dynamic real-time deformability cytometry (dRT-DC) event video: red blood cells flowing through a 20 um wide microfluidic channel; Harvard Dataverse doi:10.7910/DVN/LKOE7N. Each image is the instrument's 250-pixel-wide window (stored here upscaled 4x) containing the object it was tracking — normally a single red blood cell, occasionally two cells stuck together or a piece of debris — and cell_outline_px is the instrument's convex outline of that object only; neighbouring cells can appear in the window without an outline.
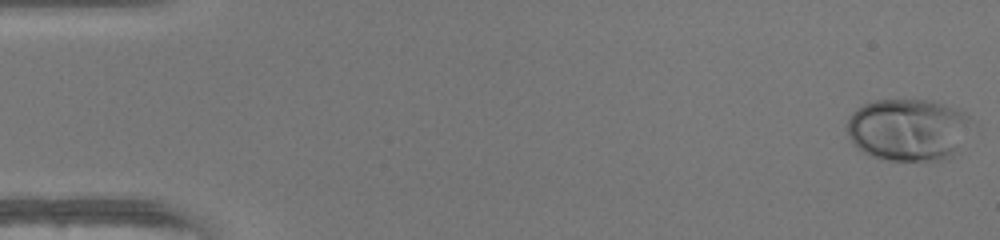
{"species": "human", "species_latin": "Homo sapiens", "temperature_condition": "warm", "stored_images_in_passage": 49, "camera_frame_rate_fps": 3000, "um_per_image_px": 0.085, "donor": {"sex": "female"}, "frame": {"image": 1, "passage_image": 1, "time_ms": 0.0, "image_size_px": [1000, 240], "cell_outline_px": [[968, 120], [952, 156], [948, 160], [928, 164], [888, 160], [868, 156], [852, 144], [848, 136], [848, 120], [852, 112], [856, 108], [864, 104], [876, 100], [932, 100], [944, 104], [968, 116]], "centroid_in_image_um": [77.08, 11.08], "position_along_channel_um": 7.9, "area_um2": 45.08}}
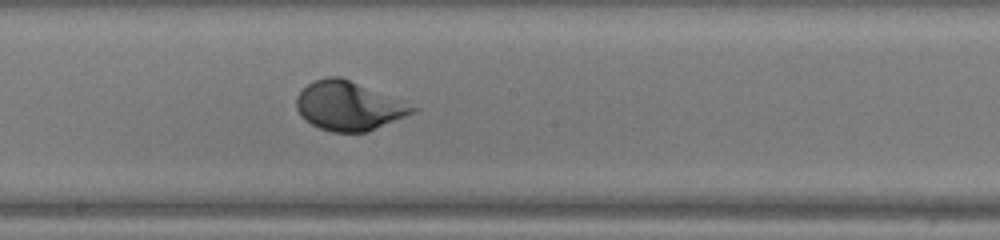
{"frame": {"image": 2, "passage_image": 27, "time_ms": 8.667, "image_size_px": [1000, 240], "cell_outline_px": [[420, 108], [404, 116], [368, 132], [332, 132], [320, 128], [312, 124], [300, 116], [296, 108], [296, 96], [308, 84], [316, 80], [328, 76], [340, 76]], "centroid_in_image_um": [29.59, 9.01], "position_along_channel_um": 218.6, "area_um2": 32.66}}
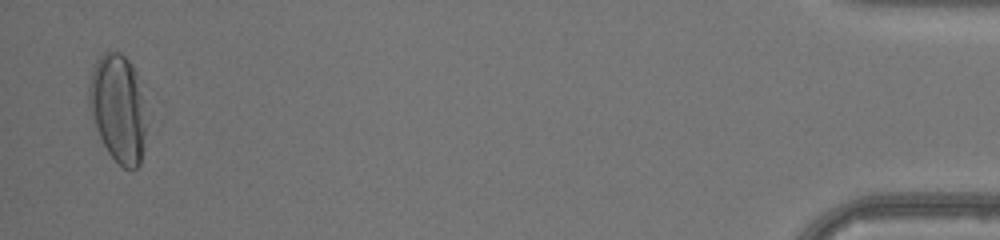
{"frame": {"image": 3, "passage_image": 48, "time_ms": 15.667, "image_size_px": [1000, 240], "cell_outline_px": [[144, 148], [140, 164], [132, 172], [124, 168], [108, 152], [92, 120], [88, 108], [88, 88], [92, 72], [96, 60], [104, 52], [120, 52], [128, 60], [136, 72], [140, 96], [144, 124]], "centroid_in_image_um": [9.99, 9.23], "position_along_channel_um": 425.2, "area_um2": 35.43}, "authors_computed_cell_mechanics": {"area_um2": 33.4662, "velocity_mm_per_s": 4.2313, "shape_relaxation_time_tau1_ms": 3.029, "shape_relaxation_time_tau2_ms": null, "deformation_change_tau1": 0.2016, "deformation_change_tau2": null}}